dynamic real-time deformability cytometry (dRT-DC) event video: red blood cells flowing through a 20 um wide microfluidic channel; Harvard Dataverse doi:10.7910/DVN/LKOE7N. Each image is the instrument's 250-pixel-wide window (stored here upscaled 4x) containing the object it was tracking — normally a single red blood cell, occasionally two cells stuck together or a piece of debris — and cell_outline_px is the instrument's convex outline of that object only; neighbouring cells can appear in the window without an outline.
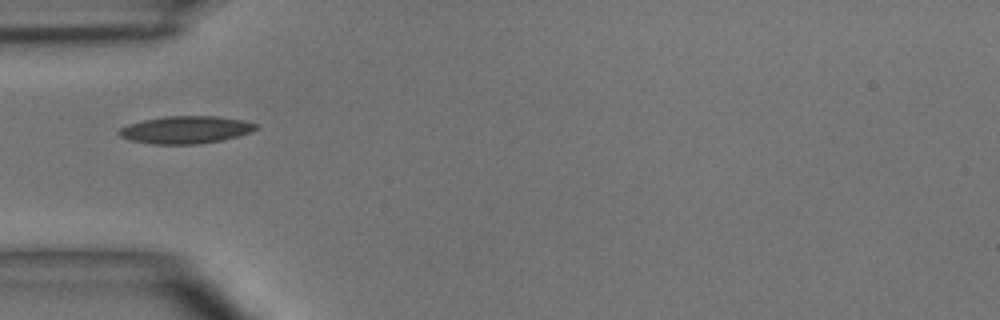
{"species": "common noctule bat (a hibernating species)", "species_latin": "Nyctalus noctula", "temperature_condition": "room temperature", "stored_images_in_passage": 1, "camera_frame_rate_fps": 3000, "um_per_image_px": 0.085, "animal": {"sex": "male", "body_mass_g": 15.6}, "frame": {"image": 1, "passage_image": 1, "time_ms": 0.0, "image_size_px": [1000, 320], "cell_outline_px": [[256, 128], [252, 132], [220, 140], [200, 144], [152, 144], [128, 140], [120, 136], [116, 132], [120, 128], [128, 124], [144, 120], [164, 116], [216, 116], [244, 120], [256, 124]], "centroid_in_image_um": [15.74, 11.03], "position_along_channel_um": 69.3, "area_um2": 21.91}}